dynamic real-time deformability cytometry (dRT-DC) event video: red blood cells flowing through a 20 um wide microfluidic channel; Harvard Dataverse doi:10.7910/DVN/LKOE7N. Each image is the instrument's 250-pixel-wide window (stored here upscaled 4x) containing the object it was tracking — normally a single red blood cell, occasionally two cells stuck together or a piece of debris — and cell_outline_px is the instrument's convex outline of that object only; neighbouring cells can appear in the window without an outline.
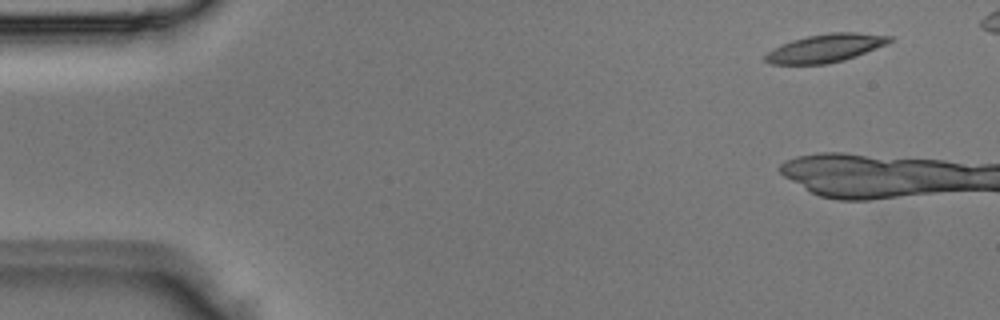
{"species": "Egyptian fruit bat (a non-hibernating species)", "species_latin": "Rousettus aegyptiacus", "temperature_condition": "room temperature", "stored_images_in_passage": 4, "camera_frame_rate_fps": 3000, "um_per_image_px": 0.085, "animal": {"sex": "male"}, "frame": {"image": 1, "passage_image": 1, "time_ms": 0.0, "image_size_px": [1000, 320], "cell_outline_px": [[892, 40], [888, 44], [856, 56], [844, 60], [828, 64], [772, 64], [764, 60], [764, 56], [772, 48], [792, 40], [808, 36], [828, 32], [856, 32], [892, 36]], "centroid_in_image_um": [70.18, 4.09], "position_along_channel_um": 14.8, "area_um2": 20.46}}